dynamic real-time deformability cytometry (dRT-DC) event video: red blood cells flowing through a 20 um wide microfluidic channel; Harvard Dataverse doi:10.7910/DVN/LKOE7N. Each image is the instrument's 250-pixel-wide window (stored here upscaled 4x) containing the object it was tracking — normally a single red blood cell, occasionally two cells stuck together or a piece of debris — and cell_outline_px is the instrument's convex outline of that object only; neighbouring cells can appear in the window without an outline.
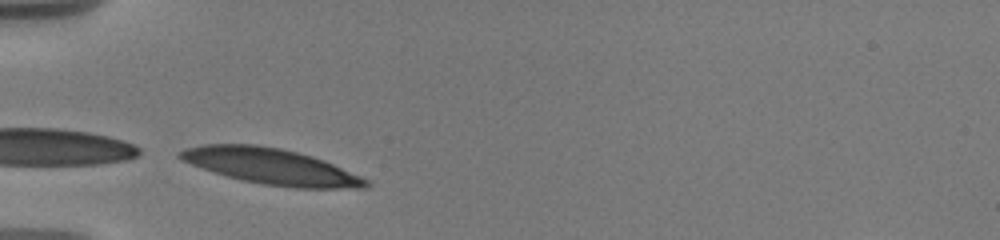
{"species": "human", "species_latin": "Homo sapiens", "temperature_condition": "warm", "stored_images_in_passage": 33, "camera_frame_rate_fps": 3000, "um_per_image_px": 0.085, "donor": {"sex": "male"}, "frame": {"image": 1, "passage_image": 1, "time_ms": 0.0, "image_size_px": [1000, 240], "cell_outline_px": [[372, 184], [364, 188], [296, 188], [264, 184], [244, 180], [228, 176], [180, 160], [176, 156], [176, 152], [184, 148], [204, 144], [256, 144], [280, 148], [312, 156], [324, 160], [360, 176], [368, 180]], "centroid_in_image_um": [23.03, 14.13], "position_along_channel_um": 62.0, "area_um2": 38.55}}
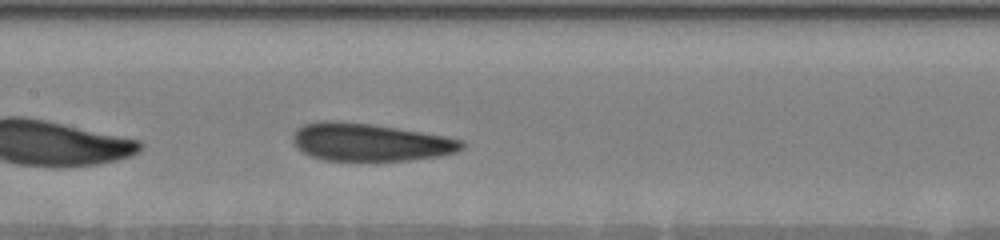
{"frame": {"image": 2, "passage_image": 9, "time_ms": 3.333, "image_size_px": [1000, 240], "cell_outline_px": [[464, 148], [456, 152], [440, 156], [408, 160], [324, 160], [312, 156], [296, 148], [292, 140], [292, 136], [296, 128], [304, 124], [320, 120], [336, 120], [372, 124], [444, 136], [464, 140]], "centroid_in_image_um": [31.42, 12.07], "position_along_channel_um": 176.0, "area_um2": 37.17}}
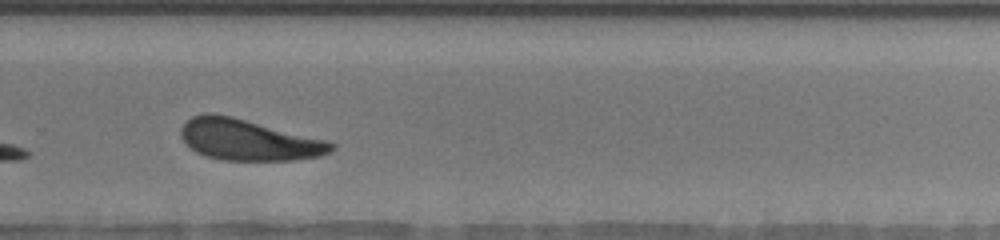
{"frame": {"image": 3, "passage_image": 18, "time_ms": 7.0, "image_size_px": [1000, 240], "cell_outline_px": [[336, 148], [332, 152], [320, 156], [292, 160], [224, 160], [204, 156], [196, 152], [180, 136], [180, 128], [192, 116], [204, 112], [208, 112], [232, 116], [328, 140], [336, 144]], "centroid_in_image_um": [21.15, 11.88], "position_along_channel_um": 308.7, "area_um2": 36.18}, "authors_computed_cell_mechanics": {"area_um2": 36.414, "velocity_mm_per_s": 3.6409, "shape_relaxation_time_tau1_ms": 3.0081, "shape_relaxation_time_tau2_ms": 1.7577, "deformation_change_tau1": 0.136, "deformation_change_tau2": 0.0962}}